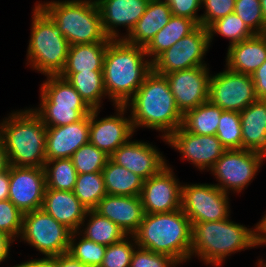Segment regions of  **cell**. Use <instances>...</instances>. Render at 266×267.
<instances>
[{"instance_id": "2", "label": "cell", "mask_w": 266, "mask_h": 267, "mask_svg": "<svg viewBox=\"0 0 266 267\" xmlns=\"http://www.w3.org/2000/svg\"><path fill=\"white\" fill-rule=\"evenodd\" d=\"M144 47L124 39L111 40L103 61L106 95L113 105H125L153 70Z\"/></svg>"}, {"instance_id": "14", "label": "cell", "mask_w": 266, "mask_h": 267, "mask_svg": "<svg viewBox=\"0 0 266 267\" xmlns=\"http://www.w3.org/2000/svg\"><path fill=\"white\" fill-rule=\"evenodd\" d=\"M113 115L99 118L100 109H92L89 115V143L111 156L120 146L132 139L134 128L125 105H114Z\"/></svg>"}, {"instance_id": "39", "label": "cell", "mask_w": 266, "mask_h": 267, "mask_svg": "<svg viewBox=\"0 0 266 267\" xmlns=\"http://www.w3.org/2000/svg\"><path fill=\"white\" fill-rule=\"evenodd\" d=\"M136 247L137 244L133 235H128L123 240L107 246L100 267H130Z\"/></svg>"}, {"instance_id": "13", "label": "cell", "mask_w": 266, "mask_h": 267, "mask_svg": "<svg viewBox=\"0 0 266 267\" xmlns=\"http://www.w3.org/2000/svg\"><path fill=\"white\" fill-rule=\"evenodd\" d=\"M225 68L211 74L209 101L222 110L241 112L257 99L254 82L251 75Z\"/></svg>"}, {"instance_id": "52", "label": "cell", "mask_w": 266, "mask_h": 267, "mask_svg": "<svg viewBox=\"0 0 266 267\" xmlns=\"http://www.w3.org/2000/svg\"><path fill=\"white\" fill-rule=\"evenodd\" d=\"M262 14L266 22V0H260Z\"/></svg>"}, {"instance_id": "42", "label": "cell", "mask_w": 266, "mask_h": 267, "mask_svg": "<svg viewBox=\"0 0 266 267\" xmlns=\"http://www.w3.org/2000/svg\"><path fill=\"white\" fill-rule=\"evenodd\" d=\"M179 263L171 256L136 247L130 267H176Z\"/></svg>"}, {"instance_id": "30", "label": "cell", "mask_w": 266, "mask_h": 267, "mask_svg": "<svg viewBox=\"0 0 266 267\" xmlns=\"http://www.w3.org/2000/svg\"><path fill=\"white\" fill-rule=\"evenodd\" d=\"M107 194L118 196H140L144 179L110 158L102 170Z\"/></svg>"}, {"instance_id": "53", "label": "cell", "mask_w": 266, "mask_h": 267, "mask_svg": "<svg viewBox=\"0 0 266 267\" xmlns=\"http://www.w3.org/2000/svg\"><path fill=\"white\" fill-rule=\"evenodd\" d=\"M257 261L258 262H256V266H258V267H266V260H263L261 258V259H258Z\"/></svg>"}, {"instance_id": "3", "label": "cell", "mask_w": 266, "mask_h": 267, "mask_svg": "<svg viewBox=\"0 0 266 267\" xmlns=\"http://www.w3.org/2000/svg\"><path fill=\"white\" fill-rule=\"evenodd\" d=\"M0 122L9 165L43 168L46 162L47 127L29 107L16 110Z\"/></svg>"}, {"instance_id": "12", "label": "cell", "mask_w": 266, "mask_h": 267, "mask_svg": "<svg viewBox=\"0 0 266 267\" xmlns=\"http://www.w3.org/2000/svg\"><path fill=\"white\" fill-rule=\"evenodd\" d=\"M207 28L198 25L169 49L162 52L153 62V70L161 75L207 66L204 56L210 49Z\"/></svg>"}, {"instance_id": "51", "label": "cell", "mask_w": 266, "mask_h": 267, "mask_svg": "<svg viewBox=\"0 0 266 267\" xmlns=\"http://www.w3.org/2000/svg\"><path fill=\"white\" fill-rule=\"evenodd\" d=\"M8 168H9V161L7 153L3 141L0 137V174L5 172Z\"/></svg>"}, {"instance_id": "29", "label": "cell", "mask_w": 266, "mask_h": 267, "mask_svg": "<svg viewBox=\"0 0 266 267\" xmlns=\"http://www.w3.org/2000/svg\"><path fill=\"white\" fill-rule=\"evenodd\" d=\"M108 43L70 45L66 63L61 72L103 70V61Z\"/></svg>"}, {"instance_id": "11", "label": "cell", "mask_w": 266, "mask_h": 267, "mask_svg": "<svg viewBox=\"0 0 266 267\" xmlns=\"http://www.w3.org/2000/svg\"><path fill=\"white\" fill-rule=\"evenodd\" d=\"M229 194L214 184H183L181 210L194 223L221 221L230 217Z\"/></svg>"}, {"instance_id": "34", "label": "cell", "mask_w": 266, "mask_h": 267, "mask_svg": "<svg viewBox=\"0 0 266 267\" xmlns=\"http://www.w3.org/2000/svg\"><path fill=\"white\" fill-rule=\"evenodd\" d=\"M73 192L88 210H93L107 195L103 173L78 174Z\"/></svg>"}, {"instance_id": "17", "label": "cell", "mask_w": 266, "mask_h": 267, "mask_svg": "<svg viewBox=\"0 0 266 267\" xmlns=\"http://www.w3.org/2000/svg\"><path fill=\"white\" fill-rule=\"evenodd\" d=\"M209 71L208 66H198L165 74L177 107L183 115L209 100Z\"/></svg>"}, {"instance_id": "26", "label": "cell", "mask_w": 266, "mask_h": 267, "mask_svg": "<svg viewBox=\"0 0 266 267\" xmlns=\"http://www.w3.org/2000/svg\"><path fill=\"white\" fill-rule=\"evenodd\" d=\"M171 16L172 12L166 0H149L146 11L124 40L131 45L145 47L169 22Z\"/></svg>"}, {"instance_id": "9", "label": "cell", "mask_w": 266, "mask_h": 267, "mask_svg": "<svg viewBox=\"0 0 266 267\" xmlns=\"http://www.w3.org/2000/svg\"><path fill=\"white\" fill-rule=\"evenodd\" d=\"M72 231L42 208L24 213L20 235L24 243L36 248L44 257L68 253Z\"/></svg>"}, {"instance_id": "32", "label": "cell", "mask_w": 266, "mask_h": 267, "mask_svg": "<svg viewBox=\"0 0 266 267\" xmlns=\"http://www.w3.org/2000/svg\"><path fill=\"white\" fill-rule=\"evenodd\" d=\"M222 111L208 100L183 115L182 127L194 134L216 135Z\"/></svg>"}, {"instance_id": "8", "label": "cell", "mask_w": 266, "mask_h": 267, "mask_svg": "<svg viewBox=\"0 0 266 267\" xmlns=\"http://www.w3.org/2000/svg\"><path fill=\"white\" fill-rule=\"evenodd\" d=\"M41 84L39 107L31 108L46 127H58L80 121L92 109L67 79L59 75L46 76Z\"/></svg>"}, {"instance_id": "33", "label": "cell", "mask_w": 266, "mask_h": 267, "mask_svg": "<svg viewBox=\"0 0 266 267\" xmlns=\"http://www.w3.org/2000/svg\"><path fill=\"white\" fill-rule=\"evenodd\" d=\"M43 168L46 189L74 191L78 173L71 158L46 161Z\"/></svg>"}, {"instance_id": "7", "label": "cell", "mask_w": 266, "mask_h": 267, "mask_svg": "<svg viewBox=\"0 0 266 267\" xmlns=\"http://www.w3.org/2000/svg\"><path fill=\"white\" fill-rule=\"evenodd\" d=\"M32 15L27 65L45 76L59 75L65 66L70 45L58 26L37 4Z\"/></svg>"}, {"instance_id": "46", "label": "cell", "mask_w": 266, "mask_h": 267, "mask_svg": "<svg viewBox=\"0 0 266 267\" xmlns=\"http://www.w3.org/2000/svg\"><path fill=\"white\" fill-rule=\"evenodd\" d=\"M11 267H59L58 256L30 259L29 261L21 262Z\"/></svg>"}, {"instance_id": "41", "label": "cell", "mask_w": 266, "mask_h": 267, "mask_svg": "<svg viewBox=\"0 0 266 267\" xmlns=\"http://www.w3.org/2000/svg\"><path fill=\"white\" fill-rule=\"evenodd\" d=\"M23 215L9 199L0 201V231L7 234L13 241L20 238Z\"/></svg>"}, {"instance_id": "50", "label": "cell", "mask_w": 266, "mask_h": 267, "mask_svg": "<svg viewBox=\"0 0 266 267\" xmlns=\"http://www.w3.org/2000/svg\"><path fill=\"white\" fill-rule=\"evenodd\" d=\"M261 218V221L256 224L258 247L266 245V214H264V216Z\"/></svg>"}, {"instance_id": "38", "label": "cell", "mask_w": 266, "mask_h": 267, "mask_svg": "<svg viewBox=\"0 0 266 267\" xmlns=\"http://www.w3.org/2000/svg\"><path fill=\"white\" fill-rule=\"evenodd\" d=\"M110 156L96 146L87 143L71 157L78 174L102 172Z\"/></svg>"}, {"instance_id": "45", "label": "cell", "mask_w": 266, "mask_h": 267, "mask_svg": "<svg viewBox=\"0 0 266 267\" xmlns=\"http://www.w3.org/2000/svg\"><path fill=\"white\" fill-rule=\"evenodd\" d=\"M257 99H266V61L251 74Z\"/></svg>"}, {"instance_id": "44", "label": "cell", "mask_w": 266, "mask_h": 267, "mask_svg": "<svg viewBox=\"0 0 266 267\" xmlns=\"http://www.w3.org/2000/svg\"><path fill=\"white\" fill-rule=\"evenodd\" d=\"M170 6L172 15L192 19L197 25H200L201 15H198L201 9L202 0H166Z\"/></svg>"}, {"instance_id": "48", "label": "cell", "mask_w": 266, "mask_h": 267, "mask_svg": "<svg viewBox=\"0 0 266 267\" xmlns=\"http://www.w3.org/2000/svg\"><path fill=\"white\" fill-rule=\"evenodd\" d=\"M9 168L0 174V201L7 200L9 198Z\"/></svg>"}, {"instance_id": "28", "label": "cell", "mask_w": 266, "mask_h": 267, "mask_svg": "<svg viewBox=\"0 0 266 267\" xmlns=\"http://www.w3.org/2000/svg\"><path fill=\"white\" fill-rule=\"evenodd\" d=\"M59 76L68 80L91 109L102 108V99L107 98L103 70L61 72Z\"/></svg>"}, {"instance_id": "47", "label": "cell", "mask_w": 266, "mask_h": 267, "mask_svg": "<svg viewBox=\"0 0 266 267\" xmlns=\"http://www.w3.org/2000/svg\"><path fill=\"white\" fill-rule=\"evenodd\" d=\"M14 241L4 232L0 231V264L6 261L10 253L11 245Z\"/></svg>"}, {"instance_id": "16", "label": "cell", "mask_w": 266, "mask_h": 267, "mask_svg": "<svg viewBox=\"0 0 266 267\" xmlns=\"http://www.w3.org/2000/svg\"><path fill=\"white\" fill-rule=\"evenodd\" d=\"M167 164L158 174L144 180L140 193L146 214L169 213L181 209V187L179 178Z\"/></svg>"}, {"instance_id": "5", "label": "cell", "mask_w": 266, "mask_h": 267, "mask_svg": "<svg viewBox=\"0 0 266 267\" xmlns=\"http://www.w3.org/2000/svg\"><path fill=\"white\" fill-rule=\"evenodd\" d=\"M192 226L178 209L169 213L146 214L133 234L140 248L171 256L179 264L191 260Z\"/></svg>"}, {"instance_id": "20", "label": "cell", "mask_w": 266, "mask_h": 267, "mask_svg": "<svg viewBox=\"0 0 266 267\" xmlns=\"http://www.w3.org/2000/svg\"><path fill=\"white\" fill-rule=\"evenodd\" d=\"M96 2L104 31L112 40L128 36L149 4V0H96ZM121 26L127 30L125 35L119 33L117 29Z\"/></svg>"}, {"instance_id": "23", "label": "cell", "mask_w": 266, "mask_h": 267, "mask_svg": "<svg viewBox=\"0 0 266 267\" xmlns=\"http://www.w3.org/2000/svg\"><path fill=\"white\" fill-rule=\"evenodd\" d=\"M72 232L79 231L87 208L73 191L46 189L41 207Z\"/></svg>"}, {"instance_id": "49", "label": "cell", "mask_w": 266, "mask_h": 267, "mask_svg": "<svg viewBox=\"0 0 266 267\" xmlns=\"http://www.w3.org/2000/svg\"><path fill=\"white\" fill-rule=\"evenodd\" d=\"M58 264L59 267H88L74 259L69 253L60 254L58 256Z\"/></svg>"}, {"instance_id": "1", "label": "cell", "mask_w": 266, "mask_h": 267, "mask_svg": "<svg viewBox=\"0 0 266 267\" xmlns=\"http://www.w3.org/2000/svg\"><path fill=\"white\" fill-rule=\"evenodd\" d=\"M135 132L137 128L162 132L166 139L182 126L183 114L179 111L165 75L152 70L134 96L125 104Z\"/></svg>"}, {"instance_id": "40", "label": "cell", "mask_w": 266, "mask_h": 267, "mask_svg": "<svg viewBox=\"0 0 266 267\" xmlns=\"http://www.w3.org/2000/svg\"><path fill=\"white\" fill-rule=\"evenodd\" d=\"M234 13L254 34L266 33V22L262 14L260 0H236Z\"/></svg>"}, {"instance_id": "4", "label": "cell", "mask_w": 266, "mask_h": 267, "mask_svg": "<svg viewBox=\"0 0 266 267\" xmlns=\"http://www.w3.org/2000/svg\"><path fill=\"white\" fill-rule=\"evenodd\" d=\"M191 232V258L197 256L204 265L219 267L232 253L257 247L256 225L247 228L229 218L194 223Z\"/></svg>"}, {"instance_id": "15", "label": "cell", "mask_w": 266, "mask_h": 267, "mask_svg": "<svg viewBox=\"0 0 266 267\" xmlns=\"http://www.w3.org/2000/svg\"><path fill=\"white\" fill-rule=\"evenodd\" d=\"M166 144L181 154V159L187 160L198 170H211L215 162L226 151L216 135H199L186 131L180 126L166 139Z\"/></svg>"}, {"instance_id": "27", "label": "cell", "mask_w": 266, "mask_h": 267, "mask_svg": "<svg viewBox=\"0 0 266 267\" xmlns=\"http://www.w3.org/2000/svg\"><path fill=\"white\" fill-rule=\"evenodd\" d=\"M197 26L192 19L172 15L169 22L144 47L147 58L153 62L162 52L191 33Z\"/></svg>"}, {"instance_id": "35", "label": "cell", "mask_w": 266, "mask_h": 267, "mask_svg": "<svg viewBox=\"0 0 266 267\" xmlns=\"http://www.w3.org/2000/svg\"><path fill=\"white\" fill-rule=\"evenodd\" d=\"M207 30L210 44L215 37L214 34H219L229 40L228 47L255 35L235 13L228 14L211 23Z\"/></svg>"}, {"instance_id": "37", "label": "cell", "mask_w": 266, "mask_h": 267, "mask_svg": "<svg viewBox=\"0 0 266 267\" xmlns=\"http://www.w3.org/2000/svg\"><path fill=\"white\" fill-rule=\"evenodd\" d=\"M216 136L226 150L242 149L240 112L223 110Z\"/></svg>"}, {"instance_id": "21", "label": "cell", "mask_w": 266, "mask_h": 267, "mask_svg": "<svg viewBox=\"0 0 266 267\" xmlns=\"http://www.w3.org/2000/svg\"><path fill=\"white\" fill-rule=\"evenodd\" d=\"M87 143H89V115L75 123L47 127L46 161L71 158Z\"/></svg>"}, {"instance_id": "25", "label": "cell", "mask_w": 266, "mask_h": 267, "mask_svg": "<svg viewBox=\"0 0 266 267\" xmlns=\"http://www.w3.org/2000/svg\"><path fill=\"white\" fill-rule=\"evenodd\" d=\"M242 149L266 156V99H256L240 112Z\"/></svg>"}, {"instance_id": "36", "label": "cell", "mask_w": 266, "mask_h": 267, "mask_svg": "<svg viewBox=\"0 0 266 267\" xmlns=\"http://www.w3.org/2000/svg\"><path fill=\"white\" fill-rule=\"evenodd\" d=\"M106 248L107 246L90 241L76 231L71 233L68 253L88 267H100Z\"/></svg>"}, {"instance_id": "24", "label": "cell", "mask_w": 266, "mask_h": 267, "mask_svg": "<svg viewBox=\"0 0 266 267\" xmlns=\"http://www.w3.org/2000/svg\"><path fill=\"white\" fill-rule=\"evenodd\" d=\"M226 66L235 72L251 75L266 61V33L228 47Z\"/></svg>"}, {"instance_id": "19", "label": "cell", "mask_w": 266, "mask_h": 267, "mask_svg": "<svg viewBox=\"0 0 266 267\" xmlns=\"http://www.w3.org/2000/svg\"><path fill=\"white\" fill-rule=\"evenodd\" d=\"M110 159L144 180L158 174L168 164L155 145L131 139L120 146Z\"/></svg>"}, {"instance_id": "6", "label": "cell", "mask_w": 266, "mask_h": 267, "mask_svg": "<svg viewBox=\"0 0 266 267\" xmlns=\"http://www.w3.org/2000/svg\"><path fill=\"white\" fill-rule=\"evenodd\" d=\"M38 2V3H37ZM58 26L69 45L110 42L96 0L37 1Z\"/></svg>"}, {"instance_id": "10", "label": "cell", "mask_w": 266, "mask_h": 267, "mask_svg": "<svg viewBox=\"0 0 266 267\" xmlns=\"http://www.w3.org/2000/svg\"><path fill=\"white\" fill-rule=\"evenodd\" d=\"M265 158L263 153L253 150H226L210 170L219 182L214 185L227 194L240 193L258 175Z\"/></svg>"}, {"instance_id": "18", "label": "cell", "mask_w": 266, "mask_h": 267, "mask_svg": "<svg viewBox=\"0 0 266 267\" xmlns=\"http://www.w3.org/2000/svg\"><path fill=\"white\" fill-rule=\"evenodd\" d=\"M9 200L24 214L40 209L46 191L44 168L9 165Z\"/></svg>"}, {"instance_id": "22", "label": "cell", "mask_w": 266, "mask_h": 267, "mask_svg": "<svg viewBox=\"0 0 266 267\" xmlns=\"http://www.w3.org/2000/svg\"><path fill=\"white\" fill-rule=\"evenodd\" d=\"M93 210L117 224L127 235L138 230L145 215L140 196L107 194Z\"/></svg>"}, {"instance_id": "43", "label": "cell", "mask_w": 266, "mask_h": 267, "mask_svg": "<svg viewBox=\"0 0 266 267\" xmlns=\"http://www.w3.org/2000/svg\"><path fill=\"white\" fill-rule=\"evenodd\" d=\"M236 0H202L201 7L205 9L201 14L200 25L207 28L216 20L234 13Z\"/></svg>"}, {"instance_id": "31", "label": "cell", "mask_w": 266, "mask_h": 267, "mask_svg": "<svg viewBox=\"0 0 266 267\" xmlns=\"http://www.w3.org/2000/svg\"><path fill=\"white\" fill-rule=\"evenodd\" d=\"M78 232L86 239L104 246L117 243L128 236L117 224L94 210H87Z\"/></svg>"}]
</instances>
